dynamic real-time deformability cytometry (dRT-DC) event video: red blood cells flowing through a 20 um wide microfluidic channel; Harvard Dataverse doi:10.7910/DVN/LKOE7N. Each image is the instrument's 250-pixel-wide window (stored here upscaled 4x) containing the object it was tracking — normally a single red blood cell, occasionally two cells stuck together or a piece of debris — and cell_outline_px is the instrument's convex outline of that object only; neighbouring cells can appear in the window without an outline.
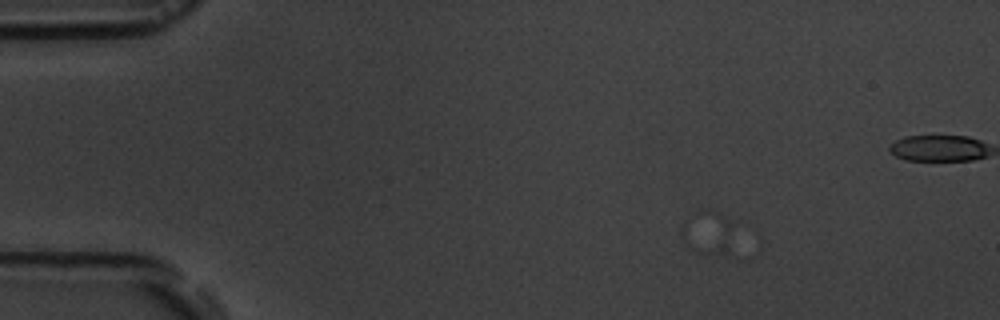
{"species": "common noctule bat (a hibernating species)", "species_latin": "Nyctalus noctula", "temperature_condition": "room temperature", "stored_images_in_passage": 6, "segment_of_instrument_passage": [1, 2], "camera_frame_rate_fps": 3000, "um_per_image_px": 0.085, "animal": {"sex": "male", "body_mass_g": 19.5, "forearm_length_mm": 54.6}, "frame": {"image": 1, "passage_image": 2, "time_ms": 1.0, "image_size_px": [1000, 320], "cell_outline_px": [[732, 224], [728, 252], [696, 252], [680, 236], [680, 228], [684, 220], [696, 208], [708, 208], [724, 216]], "centroid_in_image_um": [60.06, 19.65], "position_along_channel_um": 24.9, "area_um2": 13.06}}
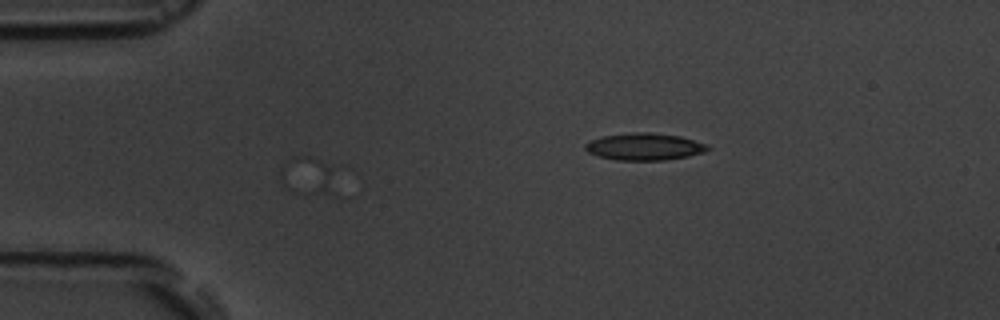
{"frame": {"image": 2, "passage_image": 5, "time_ms": 4.667, "image_size_px": [1000, 320], "cell_outline_px": [[332, 168], [328, 192], [292, 192], [284, 184], [280, 176], [280, 172], [284, 164], [292, 156], [308, 156], [320, 160]], "centroid_in_image_um": [26.02, 14.86], "position_along_channel_um": 59.0, "area_um2": 11.16}}